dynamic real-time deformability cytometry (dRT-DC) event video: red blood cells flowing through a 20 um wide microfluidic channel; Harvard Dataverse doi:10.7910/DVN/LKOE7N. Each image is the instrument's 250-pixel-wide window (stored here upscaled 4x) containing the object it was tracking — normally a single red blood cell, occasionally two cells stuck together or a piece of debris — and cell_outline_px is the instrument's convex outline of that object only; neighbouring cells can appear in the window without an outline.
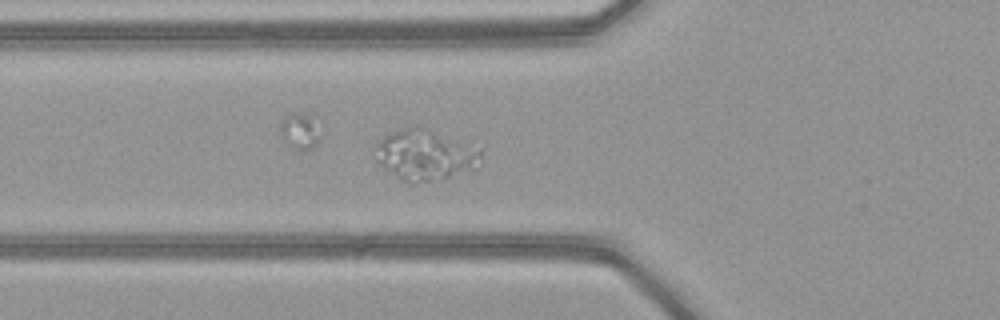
{"species": "common noctule bat (a hibernating species)", "species_latin": "Nyctalus noctula", "temperature_condition": "warm", "stored_images_in_passage": 35, "segment_of_instrument_passage": [1, 2], "camera_frame_rate_fps": 3000, "um_per_image_px": 0.085, "animal": {"sex": "female", "body_mass_g": 21.9}, "frame": {"image": 1, "passage_image": 2, "time_ms": 0.333, "image_size_px": [1000, 320], "cell_outline_px": [[480, 168], [416, 184], [412, 184], [400, 180], [384, 168], [376, 160], [372, 148], [384, 136], [400, 128], [412, 124], [420, 124], [476, 136], [480, 148]], "centroid_in_image_um": [36.29, 13.03], "position_along_channel_um": 89.5, "area_um2": 34.16}}
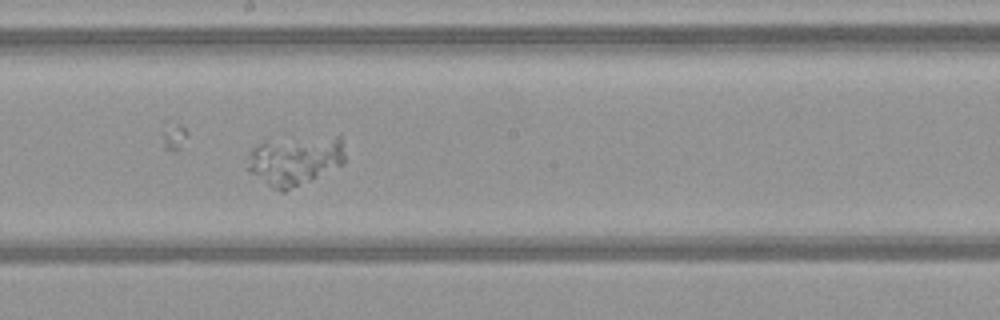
{"frame": {"image": 2, "passage_image": 12, "time_ms": 3.667, "image_size_px": [1000, 320], "cell_outline_px": [[344, 164], [284, 192], [280, 192], [272, 188], [244, 168], [252, 148], [268, 140], [336, 136], [340, 136], [344, 156]], "centroid_in_image_um": [25.03, 13.64], "position_along_channel_um": 223.2, "area_um2": 27.98}}
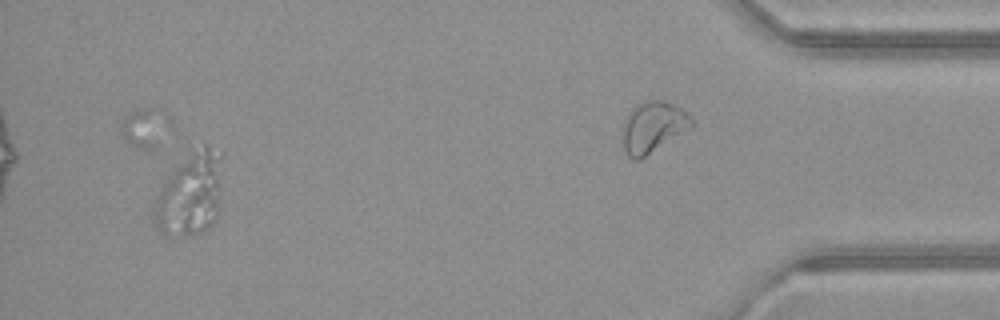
{"frame": {"image": 3, "passage_image": 32, "time_ms": 10.333, "image_size_px": [1000, 320], "cell_outline_px": [[224, 156], [216, 216], [212, 224], [208, 228], [200, 232], [164, 236], [156, 228], [152, 216], [152, 204], [160, 188], [172, 168], [188, 144], [204, 144]], "centroid_in_image_um": [16.11, 16.37], "position_along_channel_um": 419.1, "area_um2": 34.51}}